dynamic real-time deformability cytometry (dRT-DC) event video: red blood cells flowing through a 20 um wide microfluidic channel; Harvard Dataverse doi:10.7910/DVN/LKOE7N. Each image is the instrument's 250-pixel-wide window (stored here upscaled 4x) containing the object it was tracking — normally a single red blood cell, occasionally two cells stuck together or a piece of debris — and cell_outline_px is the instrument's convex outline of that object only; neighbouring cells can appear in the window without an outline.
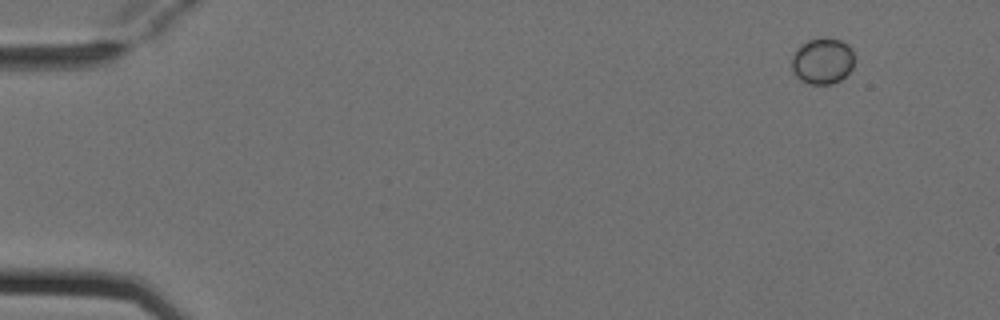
{"species": "Egyptian fruit bat (a non-hibernating species)", "species_latin": "Rousettus aegyptiacus", "temperature_condition": "cold", "stored_images_in_passage": 8, "camera_frame_rate_fps": 3000, "um_per_image_px": 0.085, "animal": {"sex": "female"}, "frame": {"image": 1, "passage_image": 1, "time_ms": 0.0, "image_size_px": [1000, 320], "cell_outline_px": [[852, 68], [840, 80], [832, 84], [808, 84], [800, 80], [792, 72], [792, 56], [808, 40], [824, 36], [840, 40], [848, 44], [852, 52]], "centroid_in_image_um": [69.9, 5.19], "position_along_channel_um": 15.1, "area_um2": 16.7}}
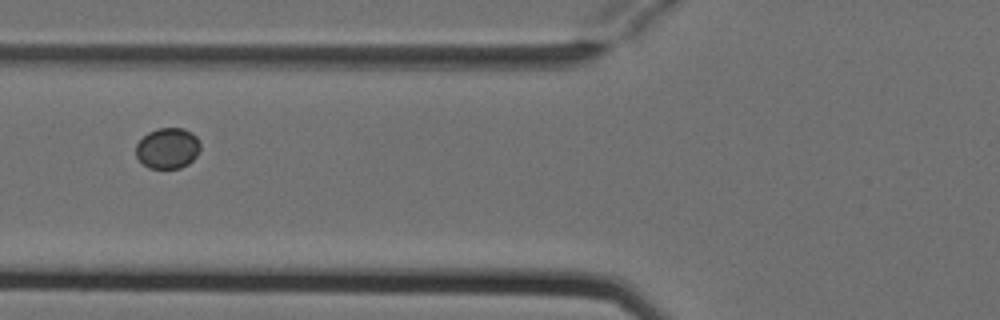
{"frame": {"image": 2, "passage_image": 6, "time_ms": 1.667, "image_size_px": [1000, 320], "cell_outline_px": [[200, 148], [196, 156], [188, 164], [180, 168], [148, 168], [136, 156], [136, 144], [148, 132], [156, 128], [184, 128], [192, 132], [196, 136], [200, 144]], "centroid_in_image_um": [14.25, 12.59], "position_along_channel_um": 111.5, "area_um2": 15.32}}
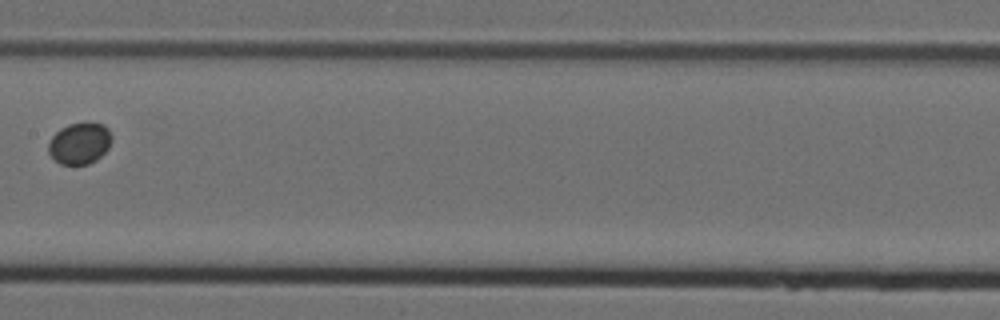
{"frame": {"image": 3, "passage_image": 8, "time_ms": 2.333, "image_size_px": [1000, 320], "cell_outline_px": [[112, 140], [108, 148], [96, 160], [88, 164], [60, 164], [48, 152], [48, 144], [52, 136], [60, 128], [68, 124], [104, 124], [108, 128], [112, 136]], "centroid_in_image_um": [6.77, 12.19], "position_along_channel_um": 200.6, "area_um2": 15.09}}